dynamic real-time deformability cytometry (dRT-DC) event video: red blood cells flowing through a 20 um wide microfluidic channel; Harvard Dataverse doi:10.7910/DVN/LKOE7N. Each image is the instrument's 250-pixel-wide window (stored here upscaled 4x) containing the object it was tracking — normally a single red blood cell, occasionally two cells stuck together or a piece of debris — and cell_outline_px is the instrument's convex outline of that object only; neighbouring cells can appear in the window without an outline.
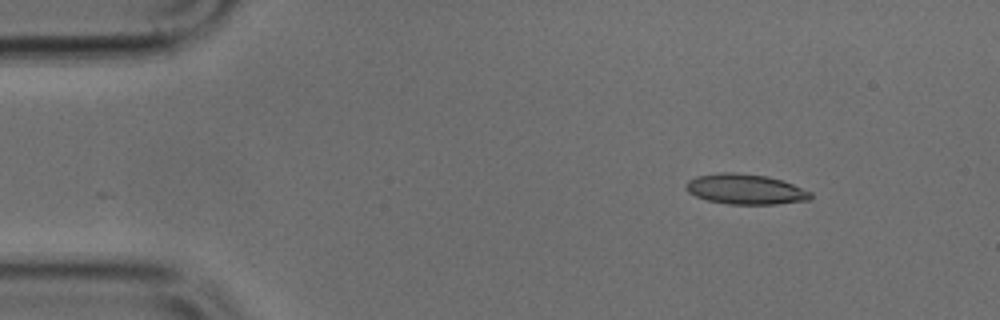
{"species": "common noctule bat (a hibernating species)", "species_latin": "Nyctalus noctula", "temperature_condition": "cold", "stored_images_in_passage": 43, "camera_frame_rate_fps": 3000, "um_per_image_px": 0.085, "animal": {"sex": "male", "body_mass_g": 17.9, "forearm_length_mm": 54.2}, "frame": {"image": 1, "passage_image": 1, "time_ms": 0.0, "image_size_px": [1000, 320], "cell_outline_px": [[812, 196], [808, 200], [776, 204], [728, 204], [708, 200], [696, 196], [688, 192], [684, 188], [684, 184], [688, 180], [696, 176], [720, 172], [736, 172], [768, 176], [792, 184], [812, 192]], "centroid_in_image_um": [63.32, 16.07], "position_along_channel_um": 21.7, "area_um2": 22.02}}
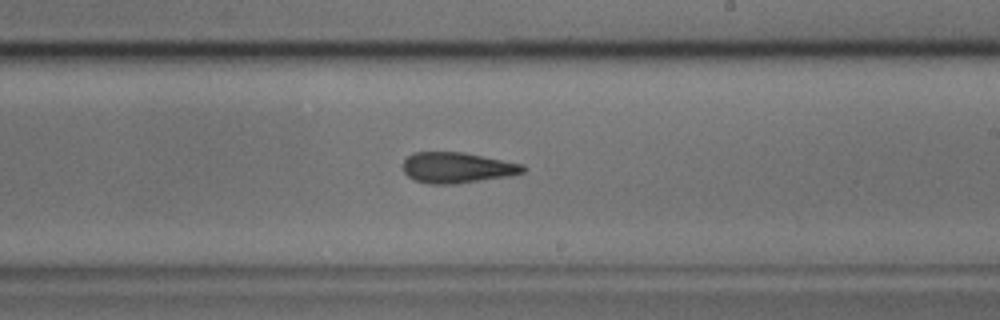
{"frame": {"image": 2, "passage_image": 23, "time_ms": 7.333, "image_size_px": [1000, 320], "cell_outline_px": [[528, 168], [524, 172], [508, 176], [456, 184], [428, 184], [416, 180], [408, 176], [404, 172], [404, 160], [412, 152], [464, 152], [524, 164]], "centroid_in_image_um": [38.88, 14.25], "position_along_channel_um": 250.1, "area_um2": 21.56}}
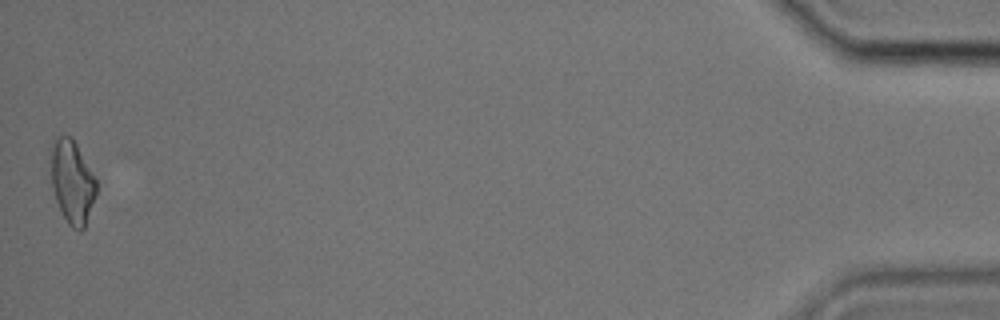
{"frame": {"image": 3, "passage_image": 43, "time_ms": 14.0, "image_size_px": [1000, 320], "cell_outline_px": [[96, 192], [84, 228], [80, 232], [72, 228], [68, 224], [56, 200], [52, 188], [48, 152], [56, 136], [72, 136], [96, 180]], "centroid_in_image_um": [6.08, 15.41], "position_along_channel_um": 429.1, "area_um2": 22.14}}